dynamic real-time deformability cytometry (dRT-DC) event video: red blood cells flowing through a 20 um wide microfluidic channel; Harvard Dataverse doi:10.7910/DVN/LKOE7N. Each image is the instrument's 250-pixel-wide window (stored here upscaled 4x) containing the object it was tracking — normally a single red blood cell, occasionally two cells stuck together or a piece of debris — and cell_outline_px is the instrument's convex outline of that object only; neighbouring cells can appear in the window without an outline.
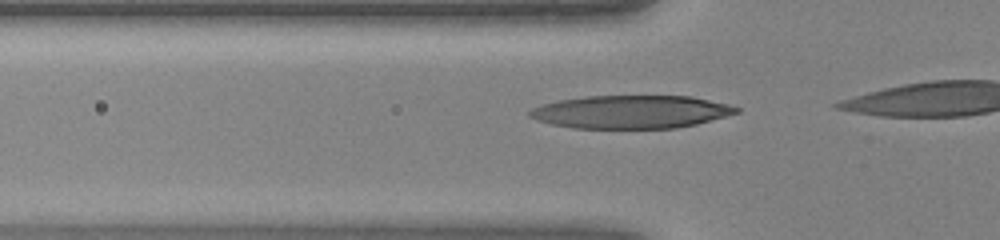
{"species": "human", "species_latin": "Homo sapiens", "temperature_condition": "warm", "stored_images_in_passage": 7, "camera_frame_rate_fps": 3000, "um_per_image_px": 0.085, "donor": {"sex": "female"}, "frame": {"image": 1, "passage_image": 2, "time_ms": 0.333, "image_size_px": [1000, 240], "cell_outline_px": [[740, 112], [696, 124], [676, 128], [572, 128], [552, 124], [536, 120], [528, 116], [528, 112], [532, 108], [544, 104], [560, 100], [584, 96], [692, 96], [728, 104], [740, 108]], "centroid_in_image_um": [53.63, 9.51], "position_along_channel_um": 72.2, "area_um2": 39.77}}
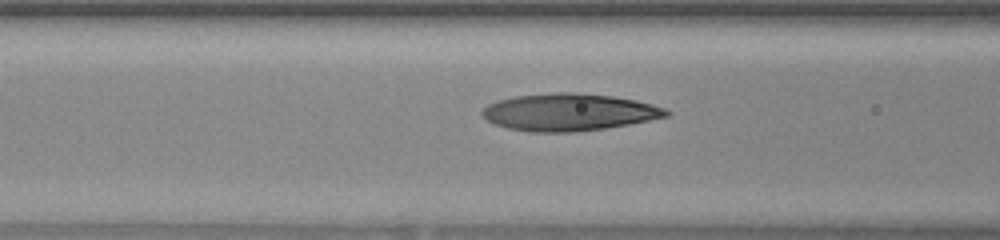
{"frame": {"image": 2, "passage_image": 5, "time_ms": 1.333, "image_size_px": [1000, 240], "cell_outline_px": [[672, 112], [668, 116], [628, 124], [604, 128], [576, 132], [528, 132], [508, 128], [496, 124], [488, 120], [480, 112], [488, 104], [496, 100], [516, 96], [556, 92], [572, 92], [612, 96], [636, 100], [652, 104], [664, 108]], "centroid_in_image_um": [48.36, 9.53], "position_along_channel_um": 118.2, "area_um2": 39.77}}